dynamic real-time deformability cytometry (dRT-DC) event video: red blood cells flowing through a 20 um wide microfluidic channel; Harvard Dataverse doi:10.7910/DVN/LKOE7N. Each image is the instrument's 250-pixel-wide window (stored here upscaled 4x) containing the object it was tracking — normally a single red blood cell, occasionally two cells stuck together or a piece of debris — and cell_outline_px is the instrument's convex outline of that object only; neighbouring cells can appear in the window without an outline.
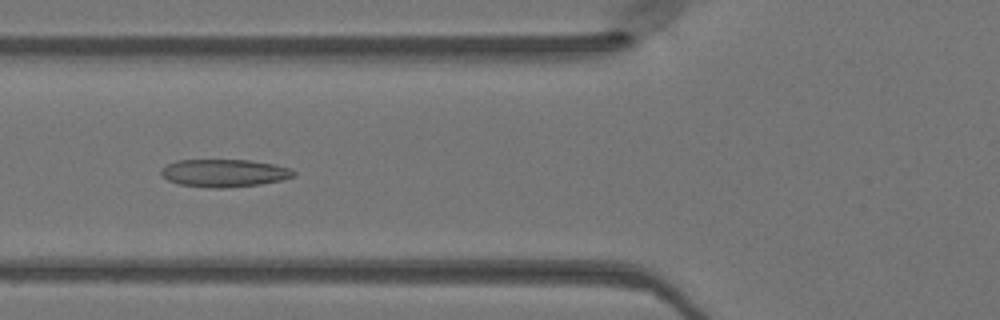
{"species": "Egyptian fruit bat (a non-hibernating species)", "species_latin": "Rousettus aegyptiacus", "temperature_condition": "warm", "stored_images_in_passage": 40, "camera_frame_rate_fps": 3000, "um_per_image_px": 0.085, "animal": {"sex": "female"}, "frame": {"image": 1, "passage_image": 10, "time_ms": 3.0, "image_size_px": [1000, 320], "cell_outline_px": [[296, 176], [280, 180], [260, 184], [224, 188], [208, 188], [180, 184], [168, 180], [160, 176], [160, 172], [168, 164], [176, 160], [252, 160], [276, 164], [292, 168], [296, 172]], "centroid_in_image_um": [19.09, 14.7], "position_along_channel_um": 106.7, "area_um2": 21.56}}
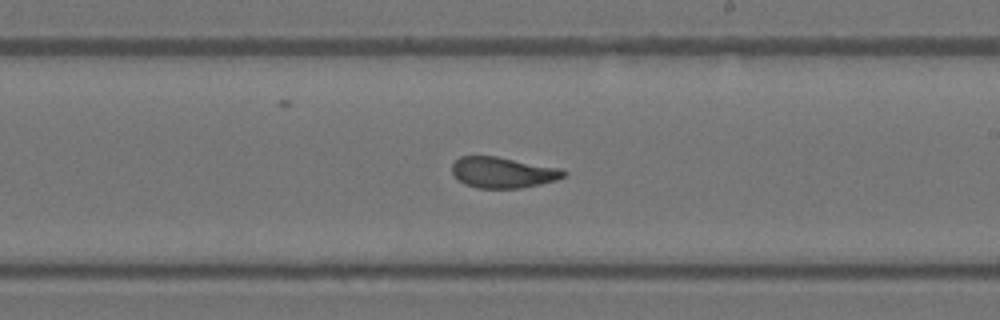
{"frame": {"image": 2, "passage_image": 20, "time_ms": 6.333, "image_size_px": [1000, 320], "cell_outline_px": [[568, 172], [564, 176], [556, 180], [540, 184], [520, 188], [476, 188], [464, 184], [452, 172], [452, 164], [460, 156], [496, 156], [560, 168]], "centroid_in_image_um": [42.74, 14.66], "position_along_channel_um": 246.3, "area_um2": 20.0}}
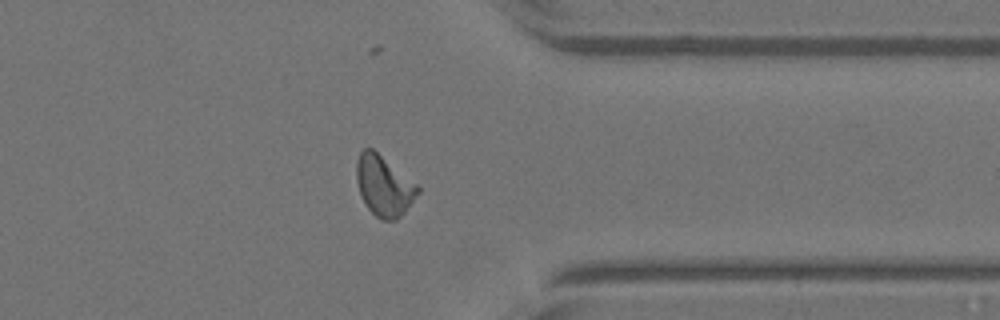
{"frame": {"image": 3, "passage_image": 30, "time_ms": 9.667, "image_size_px": [1000, 320], "cell_outline_px": [[420, 192], [404, 212], [396, 220], [380, 220], [364, 204], [356, 180], [356, 160], [360, 152], [364, 148], [372, 148], [416, 184], [420, 188]], "centroid_in_image_um": [32.61, 15.8], "position_along_channel_um": 378.8, "area_um2": 21.33}}